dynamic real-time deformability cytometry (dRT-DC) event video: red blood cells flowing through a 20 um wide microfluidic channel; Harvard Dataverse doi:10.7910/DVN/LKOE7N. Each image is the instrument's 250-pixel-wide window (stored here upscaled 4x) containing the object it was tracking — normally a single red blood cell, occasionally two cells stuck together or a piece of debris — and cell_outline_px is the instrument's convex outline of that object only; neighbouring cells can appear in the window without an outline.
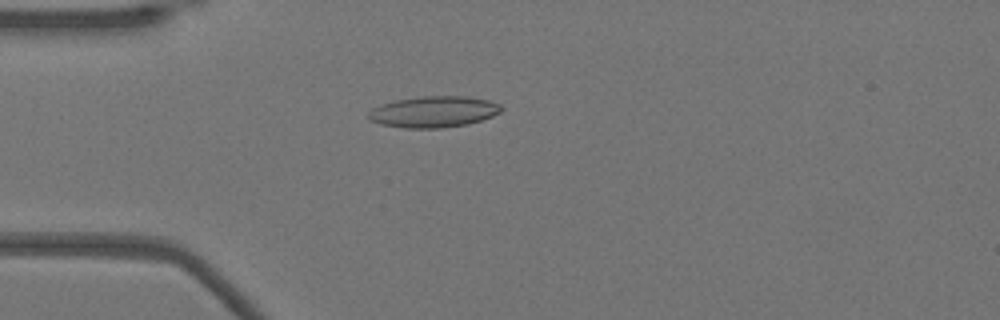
{"species": "Egyptian fruit bat (a non-hibernating species)", "species_latin": "Rousettus aegyptiacus", "temperature_condition": "warm", "stored_images_in_passage": 51, "camera_frame_rate_fps": 3000, "um_per_image_px": 0.085, "animal": {"sex": "female"}, "frame": {"image": 1, "passage_image": 13, "time_ms": 4.0, "image_size_px": [1000, 320], "cell_outline_px": [[504, 108], [500, 112], [492, 116], [468, 124], [440, 128], [404, 128], [380, 124], [372, 120], [368, 116], [368, 112], [372, 108], [396, 100], [424, 96], [468, 96], [488, 100], [500, 104]], "centroid_in_image_um": [36.89, 9.5], "position_along_channel_um": 48.1, "area_um2": 24.04}}
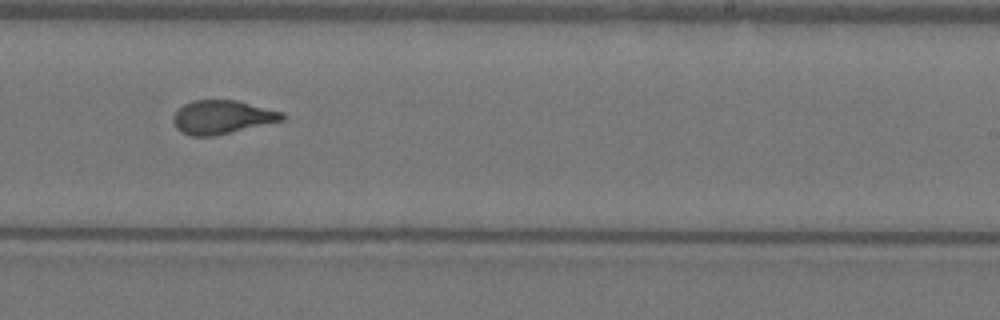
{"frame": {"image": 2, "passage_image": 31, "time_ms": 10.0, "image_size_px": [1000, 320], "cell_outline_px": [[284, 120], [216, 136], [192, 136], [180, 132], [176, 128], [172, 120], [172, 116], [184, 104], [192, 100], [236, 100], [284, 112]], "centroid_in_image_um": [18.86, 9.96], "position_along_channel_um": 270.1, "area_um2": 21.44}}
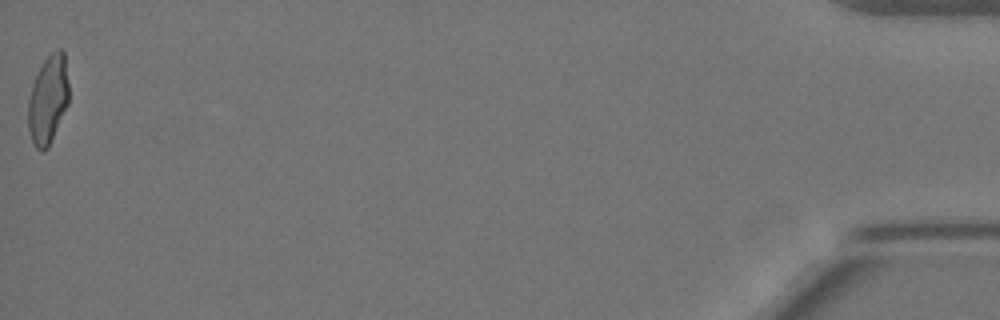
{"frame": {"image": 3, "passage_image": 51, "time_ms": 16.667, "image_size_px": [1000, 320], "cell_outline_px": [[68, 104], [48, 148], [44, 152], [40, 152], [36, 148], [32, 140], [28, 128], [28, 100], [32, 84], [44, 60], [56, 48], [60, 48], [64, 52], [68, 84]], "centroid_in_image_um": [4.08, 8.48], "position_along_channel_um": 431.1, "area_um2": 20.92}, "authors_computed_cell_mechanics": {"area_um2": 21.6172, "velocity_mm_per_s": 3.9141, "shape_relaxation_time_tau1_ms": 11.2072, "shape_relaxation_time_tau2_ms": 1.043, "deformation_change_tau1": 0.3184, "deformation_change_tau2": 0.0791}}